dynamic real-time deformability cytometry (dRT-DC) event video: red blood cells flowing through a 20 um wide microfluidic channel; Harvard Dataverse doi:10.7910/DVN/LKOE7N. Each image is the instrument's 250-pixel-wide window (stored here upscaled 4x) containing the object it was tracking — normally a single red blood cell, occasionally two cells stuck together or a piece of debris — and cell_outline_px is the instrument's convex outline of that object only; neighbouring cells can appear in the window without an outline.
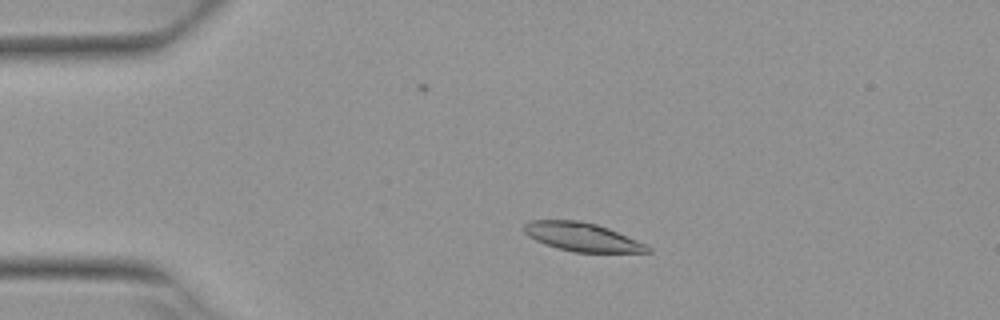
{"species": "Egyptian fruit bat (a non-hibernating species)", "species_latin": "Rousettus aegyptiacus", "temperature_condition": "warm", "stored_images_in_passage": 3, "camera_frame_rate_fps": 3000, "um_per_image_px": 0.085, "animal": {"sex": "female"}, "frame": {"image": 1, "passage_image": 2, "time_ms": 0.333, "image_size_px": [1000, 320], "cell_outline_px": [[652, 252], [572, 252], [556, 248], [544, 244], [528, 236], [524, 232], [524, 224], [532, 220], [580, 220], [596, 224], [608, 228], [648, 244], [652, 248]], "centroid_in_image_um": [49.5, 20.14], "position_along_channel_um": 35.5, "area_um2": 20.69}}